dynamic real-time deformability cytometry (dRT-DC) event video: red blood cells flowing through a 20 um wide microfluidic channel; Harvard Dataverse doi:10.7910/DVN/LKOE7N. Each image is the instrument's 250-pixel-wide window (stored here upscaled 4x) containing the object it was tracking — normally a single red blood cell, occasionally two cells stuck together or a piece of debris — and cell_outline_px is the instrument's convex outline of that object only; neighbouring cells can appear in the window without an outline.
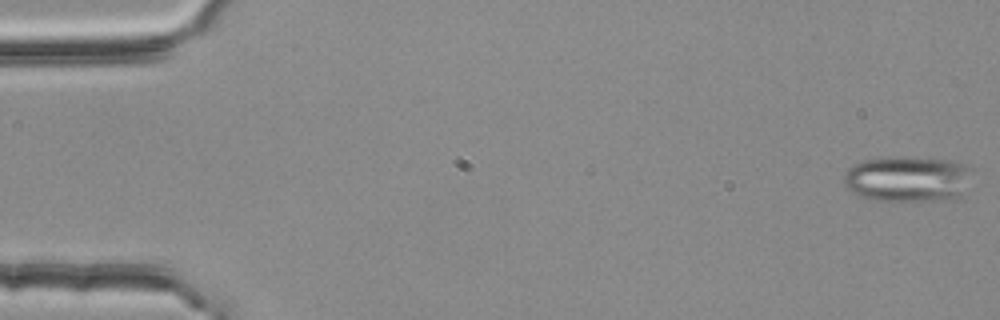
{"species": "common noctule bat (a hibernating species)", "species_latin": "Nyctalus noctula", "temperature_condition": "room temperature", "stored_images_in_passage": 55, "segment_of_instrument_passage": [1, 2], "camera_frame_rate_fps": 3000, "um_per_image_px": 0.085, "animal": {"sex": "female", "body_mass_g": 25.1}, "frame": {"image": 1, "passage_image": 1, "time_ms": 0.0, "image_size_px": [1000, 320], "cell_outline_px": [[972, 168], [964, 200], [872, 200], [860, 196], [852, 192], [844, 184], [844, 176], [848, 168], [852, 164], [864, 160], [888, 156], [912, 156], [948, 160], [968, 164]], "centroid_in_image_um": [77.22, 15.2], "position_along_channel_um": 7.8, "area_um2": 35.26}}
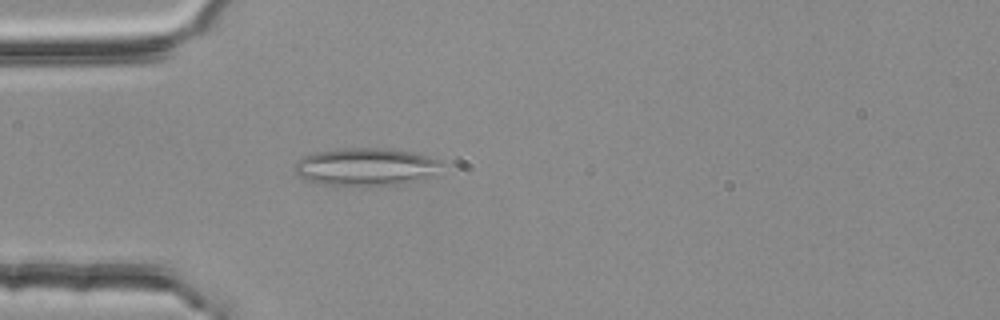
{"frame": {"image": 2, "passage_image": 16, "time_ms": 5.0, "image_size_px": [1000, 320], "cell_outline_px": [[440, 176], [408, 184], [368, 188], [344, 188], [320, 184], [304, 180], [296, 172], [296, 160], [304, 156], [316, 152], [344, 148], [388, 148], [412, 152], [440, 160]], "centroid_in_image_um": [31.16, 14.25], "position_along_channel_um": 53.8, "area_um2": 33.99}}